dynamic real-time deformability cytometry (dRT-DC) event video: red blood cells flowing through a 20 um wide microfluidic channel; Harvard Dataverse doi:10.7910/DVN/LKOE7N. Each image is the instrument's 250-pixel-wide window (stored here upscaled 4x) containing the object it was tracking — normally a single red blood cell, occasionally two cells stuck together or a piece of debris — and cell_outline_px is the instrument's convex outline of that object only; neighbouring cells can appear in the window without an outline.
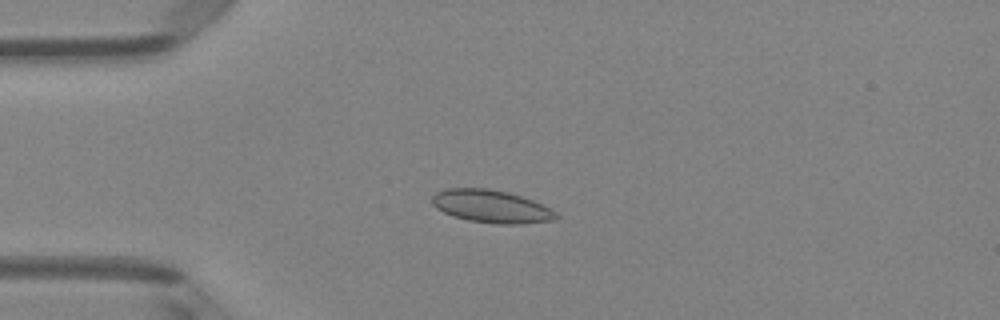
{"species": "Egyptian fruit bat (a non-hibernating species)", "species_latin": "Rousettus aegyptiacus", "temperature_condition": "room temperature", "stored_images_in_passage": 42, "camera_frame_rate_fps": 3000, "um_per_image_px": 0.085, "animal": {"sex": "female"}, "frame": {"image": 1, "passage_image": 4, "time_ms": 1.0, "image_size_px": [1000, 320], "cell_outline_px": [[560, 216], [556, 220], [520, 224], [496, 224], [468, 220], [452, 216], [436, 208], [432, 204], [432, 196], [436, 192], [444, 188], [488, 188], [508, 192], [532, 200], [556, 212]], "centroid_in_image_um": [41.74, 17.54], "position_along_channel_um": 43.3, "area_um2": 23.76}}
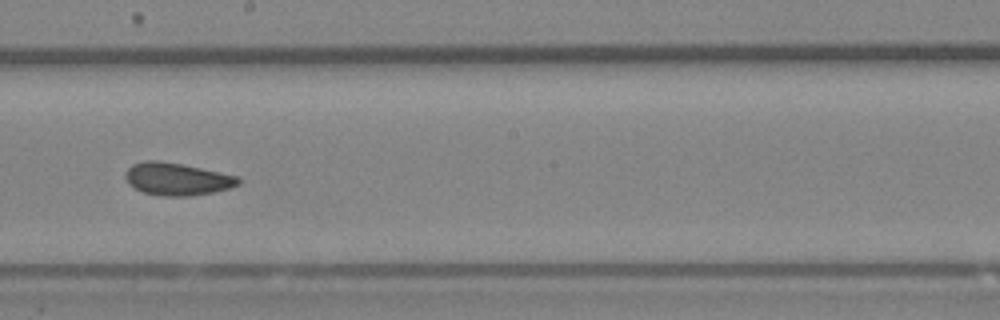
{"frame": {"image": 2, "passage_image": 20, "time_ms": 6.333, "image_size_px": [1000, 320], "cell_outline_px": [[240, 184], [228, 188], [212, 192], [192, 196], [160, 196], [144, 192], [128, 184], [124, 176], [124, 172], [132, 164], [144, 160], [156, 160], [180, 164], [240, 176]], "centroid_in_image_um": [15.02, 15.21], "position_along_channel_um": 233.2, "area_um2": 21.39}}
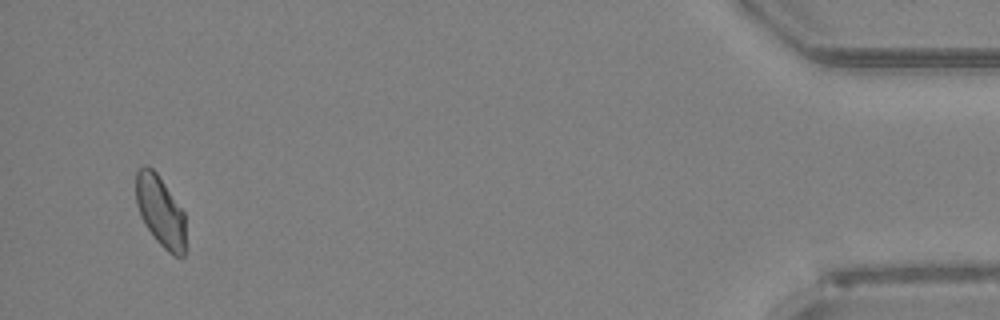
{"frame": {"image": 3, "passage_image": 40, "time_ms": 13.0, "image_size_px": [1000, 320], "cell_outline_px": [[184, 256], [176, 256], [168, 252], [156, 240], [144, 224], [140, 216], [136, 204], [136, 172], [144, 164], [148, 164], [156, 172], [184, 212]], "centroid_in_image_um": [13.6, 17.93], "position_along_channel_um": 421.6, "area_um2": 20.35}, "authors_computed_cell_mechanics": {"area_um2": 21.3571, "velocity_mm_per_s": 3.9913, "shape_relaxation_time_tau1_ms": 6.8006, "shape_relaxation_time_tau2_ms": 1.551, "deformation_change_tau1": 0.0872, "deformation_change_tau2": 0.0529}}